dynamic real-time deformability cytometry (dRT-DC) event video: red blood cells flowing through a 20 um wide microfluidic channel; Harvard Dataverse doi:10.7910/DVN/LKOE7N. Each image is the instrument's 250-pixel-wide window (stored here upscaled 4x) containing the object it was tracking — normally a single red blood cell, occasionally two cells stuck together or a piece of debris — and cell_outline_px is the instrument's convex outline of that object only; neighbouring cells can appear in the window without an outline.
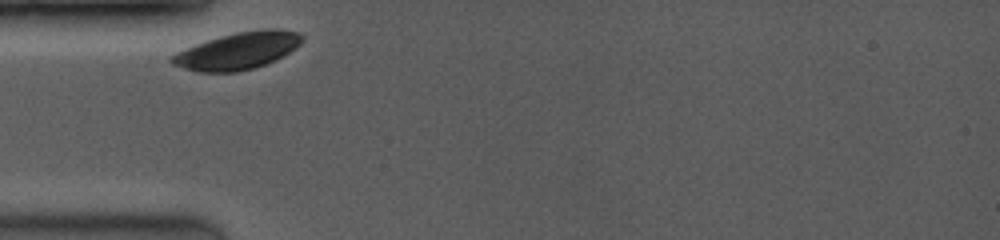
{"species": "common noctule bat (a hibernating species)", "species_latin": "Nyctalus noctula", "temperature_condition": "room temperature", "stored_images_in_passage": 3, "camera_frame_rate_fps": 3500, "um_per_image_px": 0.085, "animal": {"sex": "female", "body_mass_g": 19.0, "forearm_length_mm": 53.3}, "frame": {"image": 1, "passage_image": 1, "time_ms": 0.0, "image_size_px": [1000, 240], "cell_outline_px": [[304, 40], [296, 48], [276, 60], [252, 68], [236, 72], [196, 72], [172, 64], [168, 60], [176, 52], [196, 44], [220, 36], [236, 32], [268, 28], [276, 28], [300, 32], [304, 36]], "centroid_in_image_um": [20.24, 4.31], "position_along_channel_um": 64.8, "area_um2": 28.15}}